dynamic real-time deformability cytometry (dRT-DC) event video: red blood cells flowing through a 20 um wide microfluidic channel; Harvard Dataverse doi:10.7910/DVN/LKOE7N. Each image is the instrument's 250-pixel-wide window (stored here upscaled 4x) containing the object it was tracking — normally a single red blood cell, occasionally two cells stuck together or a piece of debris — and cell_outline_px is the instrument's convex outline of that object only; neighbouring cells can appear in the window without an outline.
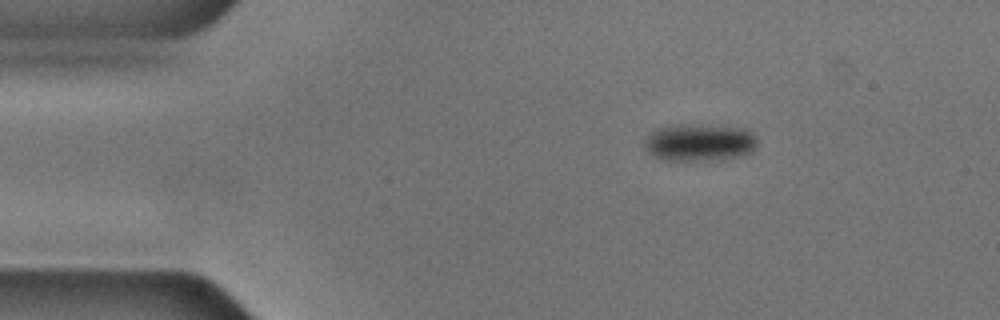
{"species": "common noctule bat (a hibernating species)", "species_latin": "Nyctalus noctula", "temperature_condition": "cold", "stored_images_in_passage": 12, "camera_frame_rate_fps": 3000, "um_per_image_px": 0.085, "animal": {"sex": "male", "body_mass_g": 17.9, "forearm_length_mm": 54.2}, "frame": {"image": 1, "passage_image": 1, "time_ms": 0.0, "image_size_px": [1000, 320], "cell_outline_px": [[756, 144], [752, 152], [740, 156], [720, 160], [660, 160], [652, 156], [644, 148], [644, 140], [652, 132], [660, 128], [676, 124], [700, 124], [748, 128], [756, 136]], "centroid_in_image_um": [59.47, 12.1], "position_along_channel_um": 25.5, "area_um2": 24.97}}
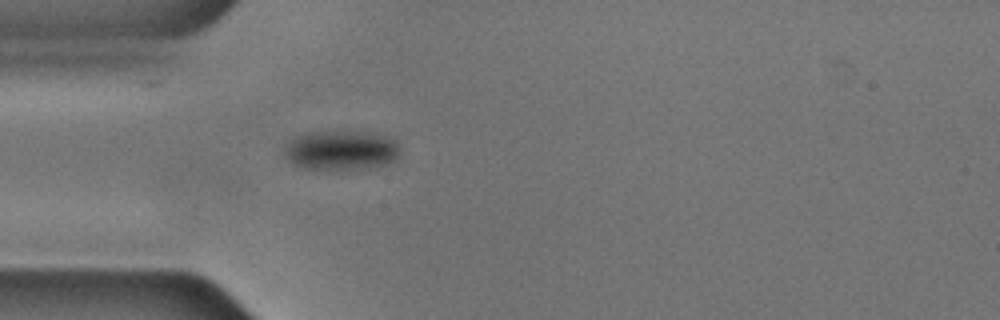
{"frame": {"image": 2, "passage_image": 8, "time_ms": 2.333, "image_size_px": [1000, 320], "cell_outline_px": [[400, 156], [392, 164], [372, 168], [328, 172], [300, 168], [292, 164], [284, 156], [284, 144], [296, 136], [308, 132], [344, 128], [376, 132], [388, 136], [396, 140], [400, 144]], "centroid_in_image_um": [29.03, 12.77], "position_along_channel_um": 56.0, "area_um2": 29.19}}